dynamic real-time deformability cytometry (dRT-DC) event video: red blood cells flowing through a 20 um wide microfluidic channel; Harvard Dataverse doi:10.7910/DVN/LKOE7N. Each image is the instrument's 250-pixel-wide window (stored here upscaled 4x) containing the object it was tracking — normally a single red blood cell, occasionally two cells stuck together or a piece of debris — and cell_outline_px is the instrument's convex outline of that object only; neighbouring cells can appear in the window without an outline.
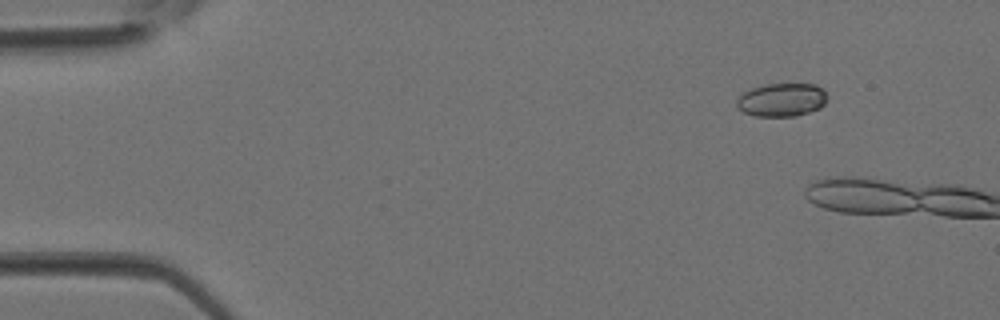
{"species": "Egyptian fruit bat (a non-hibernating species)", "species_latin": "Rousettus aegyptiacus", "temperature_condition": "room temperature", "stored_images_in_passage": 2, "camera_frame_rate_fps": 3000, "um_per_image_px": 0.085, "animal": {"sex": "female"}, "frame": {"image": 1, "passage_image": 1, "time_ms": 0.0, "image_size_px": [1000, 320], "cell_outline_px": [[828, 96], [824, 104], [820, 108], [796, 116], [756, 116], [744, 112], [736, 108], [736, 100], [744, 92], [752, 88], [764, 84], [816, 84]], "centroid_in_image_um": [66.43, 8.49], "position_along_channel_um": 18.6, "area_um2": 17.57}}